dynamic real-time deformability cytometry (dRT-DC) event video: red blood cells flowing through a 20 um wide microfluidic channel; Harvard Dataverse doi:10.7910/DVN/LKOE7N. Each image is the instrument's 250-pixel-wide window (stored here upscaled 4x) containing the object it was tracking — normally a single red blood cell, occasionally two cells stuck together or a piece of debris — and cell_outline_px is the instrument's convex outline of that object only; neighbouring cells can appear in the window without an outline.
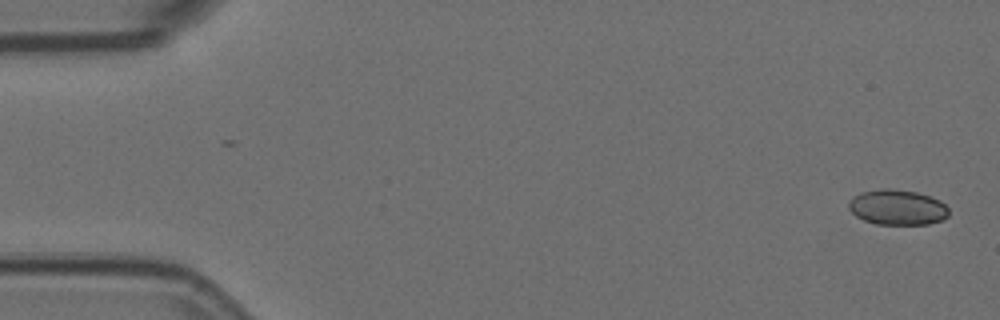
{"species": "Egyptian fruit bat (a non-hibernating species)", "species_latin": "Rousettus aegyptiacus", "temperature_condition": "room temperature", "stored_images_in_passage": 2, "camera_frame_rate_fps": 3000, "um_per_image_px": 0.085, "animal": {"sex": "female"}, "frame": {"image": 1, "passage_image": 1, "time_ms": 0.0, "image_size_px": [1000, 320], "cell_outline_px": [[948, 216], [944, 220], [928, 224], [876, 224], [864, 220], [856, 216], [848, 208], [848, 204], [852, 196], [860, 192], [884, 188], [888, 188], [916, 192], [940, 200], [948, 208]], "centroid_in_image_um": [76.26, 17.62], "position_along_channel_um": 8.7, "area_um2": 20.63}}